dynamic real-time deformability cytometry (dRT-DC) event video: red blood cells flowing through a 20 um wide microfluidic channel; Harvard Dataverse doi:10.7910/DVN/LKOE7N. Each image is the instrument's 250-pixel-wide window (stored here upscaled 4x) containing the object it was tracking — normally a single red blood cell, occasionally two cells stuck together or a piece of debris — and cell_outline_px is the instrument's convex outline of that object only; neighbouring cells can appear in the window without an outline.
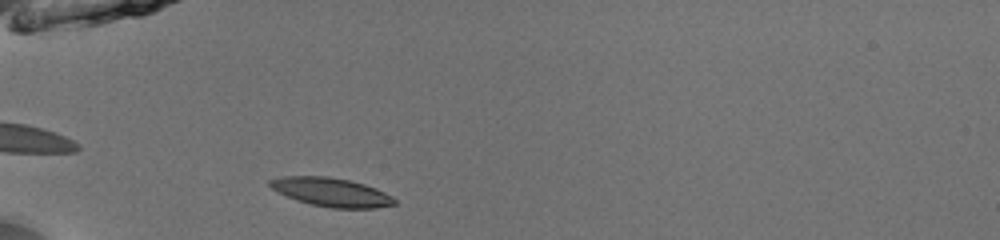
{"species": "common noctule bat (a hibernating species)", "species_latin": "Nyctalus noctula", "temperature_condition": "room temperature", "stored_images_in_passage": 37, "camera_frame_rate_fps": 3000, "um_per_image_px": 0.085, "animal": {"sex": "male", "body_mass_g": 13.0, "forearm_length_mm": 53.1}, "frame": {"image": 1, "passage_image": 3, "time_ms": 0.667, "image_size_px": [1000, 240], "cell_outline_px": [[396, 204], [376, 208], [332, 208], [312, 204], [296, 200], [272, 188], [268, 184], [268, 180], [280, 176], [328, 176], [348, 180], [364, 184], [376, 188], [392, 196], [396, 200]], "centroid_in_image_um": [28.17, 16.33], "position_along_channel_um": 56.8, "area_um2": 20.75}}
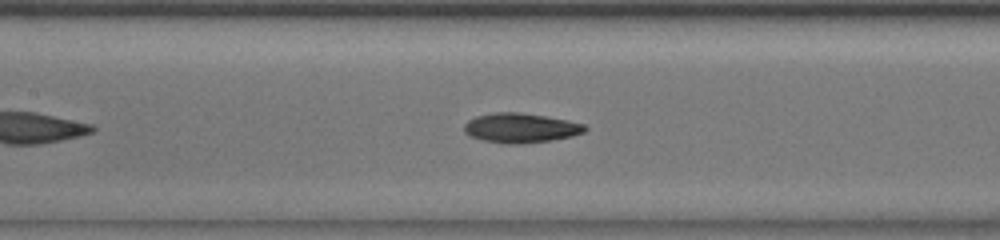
{"frame": {"image": 2, "passage_image": 12, "time_ms": 3.667, "image_size_px": [1000, 240], "cell_outline_px": [[588, 128], [584, 132], [572, 136], [552, 140], [520, 144], [508, 144], [484, 140], [468, 136], [464, 132], [464, 124], [468, 120], [476, 116], [492, 112], [520, 112], [568, 120], [584, 124]], "centroid_in_image_um": [44.24, 10.87], "position_along_channel_um": 163.2, "area_um2": 20.92}}
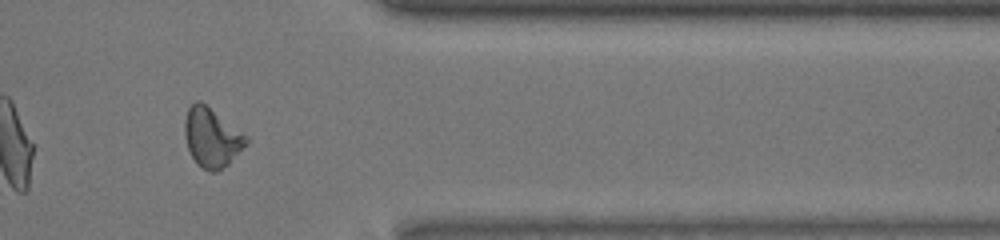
{"frame": {"image": 3, "passage_image": 30, "time_ms": 9.667, "image_size_px": [1000, 240], "cell_outline_px": [[248, 140], [228, 164], [216, 172], [208, 172], [200, 168], [196, 164], [188, 148], [184, 136], [184, 120], [188, 108], [196, 100], [200, 100], [248, 136]], "centroid_in_image_um": [17.96, 11.69], "position_along_channel_um": 393.4, "area_um2": 21.1}, "authors_computed_cell_mechanics": {"area_um2": 20.3456, "velocity_mm_per_s": 3.9733, "shape_relaxation_time_tau1_ms": 3.7608, "shape_relaxation_time_tau2_ms": 2.1525, "deformation_change_tau1": 0.156, "deformation_change_tau2": 0.0911}}